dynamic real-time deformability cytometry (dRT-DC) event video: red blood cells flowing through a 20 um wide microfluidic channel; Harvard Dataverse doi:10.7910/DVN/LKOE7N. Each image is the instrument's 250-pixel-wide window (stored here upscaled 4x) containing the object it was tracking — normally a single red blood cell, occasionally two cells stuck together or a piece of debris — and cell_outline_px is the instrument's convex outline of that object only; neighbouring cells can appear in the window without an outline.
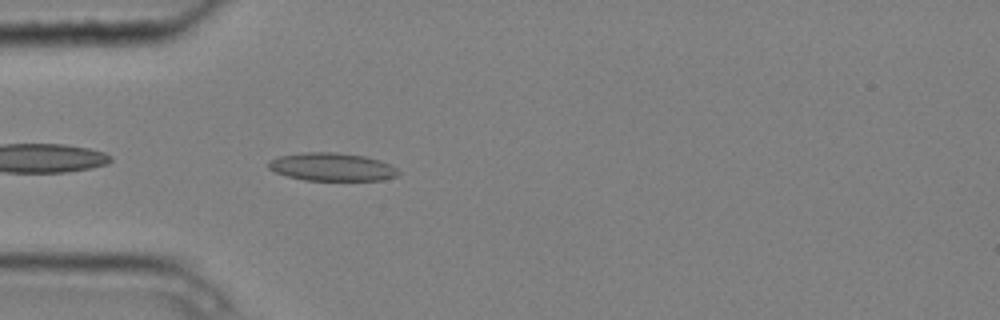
{"species": "common noctule bat (a hibernating species)", "species_latin": "Nyctalus noctula", "temperature_condition": "cold", "stored_images_in_passage": 4, "camera_frame_rate_fps": 3000, "um_per_image_px": 0.085, "animal": {"sex": "male", "body_mass_g": 20.4}, "frame": {"image": 1, "passage_image": 4, "time_ms": 1.0, "image_size_px": [1000, 320], "cell_outline_px": [[400, 172], [396, 176], [384, 180], [304, 180], [288, 176], [276, 172], [268, 168], [268, 160], [280, 156], [304, 152], [336, 152], [364, 156], [380, 160], [396, 168]], "centroid_in_image_um": [28.21, 14.18], "position_along_channel_um": 56.8, "area_um2": 21.15}}